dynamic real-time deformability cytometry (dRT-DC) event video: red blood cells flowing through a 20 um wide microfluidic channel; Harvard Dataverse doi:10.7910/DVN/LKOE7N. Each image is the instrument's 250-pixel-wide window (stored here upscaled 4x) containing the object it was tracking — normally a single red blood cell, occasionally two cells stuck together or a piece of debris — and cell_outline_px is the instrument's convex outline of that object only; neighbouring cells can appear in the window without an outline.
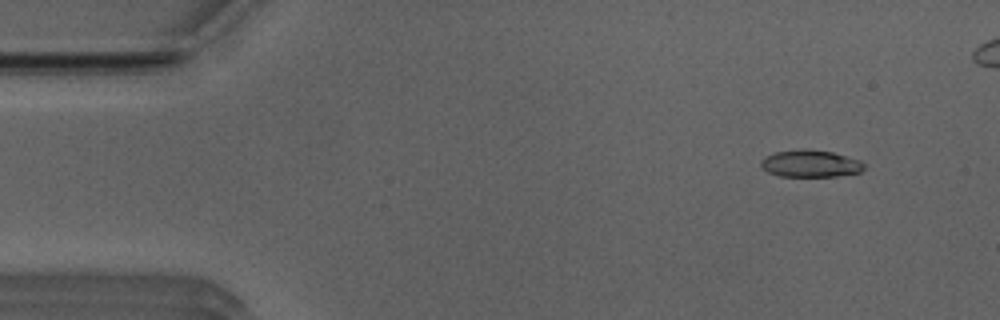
{"species": "Egyptian fruit bat (a non-hibernating species)", "species_latin": "Rousettus aegyptiacus", "temperature_condition": "room temperature", "stored_images_in_passage": 47, "camera_frame_rate_fps": 3000, "um_per_image_px": 0.085, "animal": {"sex": "male"}, "frame": {"image": 1, "passage_image": 5, "time_ms": 1.333, "image_size_px": [1000, 320], "cell_outline_px": [[864, 168], [860, 172], [836, 176], [780, 176], [768, 172], [760, 164], [760, 160], [776, 152], [832, 152], [860, 160], [864, 164]], "centroid_in_image_um": [68.92, 13.96], "position_along_channel_um": 16.1, "area_um2": 15.32}}
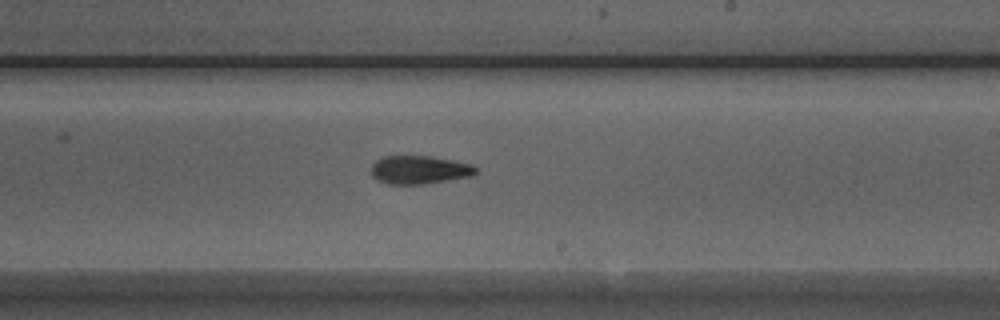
{"frame": {"image": 2, "passage_image": 30, "time_ms": 9.667, "image_size_px": [1000, 320], "cell_outline_px": [[476, 172], [472, 176], [424, 184], [388, 184], [376, 180], [372, 176], [372, 164], [376, 160], [384, 156], [432, 156], [472, 164], [476, 168]], "centroid_in_image_um": [35.63, 14.43], "position_along_channel_um": 253.4, "area_um2": 17.28}}
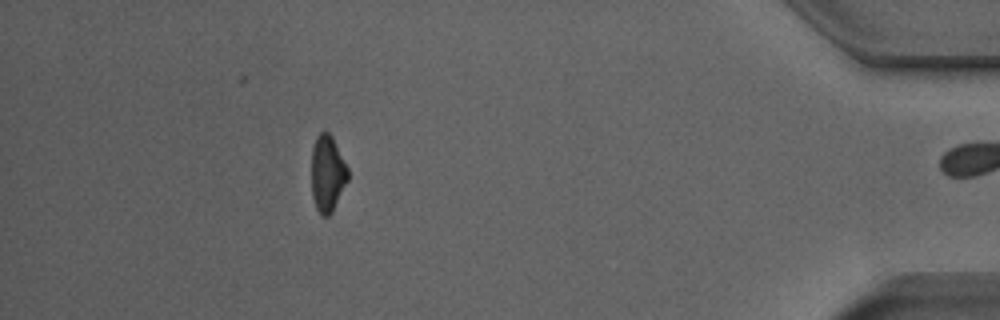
{"frame": {"image": 3, "passage_image": 46, "time_ms": 15.0, "image_size_px": [1000, 320], "cell_outline_px": [[348, 180], [332, 212], [328, 216], [320, 216], [316, 208], [312, 196], [312, 148], [316, 136], [320, 132], [328, 132], [332, 136], [348, 168]], "centroid_in_image_um": [27.83, 14.76], "position_along_channel_um": 407.4, "area_um2": 16.24}, "authors_computed_cell_mechanics": {"area_um2": 17.1088, "velocity_mm_per_s": 3.9874, "shape_relaxation_time_tau1_ms": 5.7104, "shape_relaxation_time_tau2_ms": 4.3064, "deformation_change_tau1": 0.1575, "deformation_change_tau2": 0.1249}}